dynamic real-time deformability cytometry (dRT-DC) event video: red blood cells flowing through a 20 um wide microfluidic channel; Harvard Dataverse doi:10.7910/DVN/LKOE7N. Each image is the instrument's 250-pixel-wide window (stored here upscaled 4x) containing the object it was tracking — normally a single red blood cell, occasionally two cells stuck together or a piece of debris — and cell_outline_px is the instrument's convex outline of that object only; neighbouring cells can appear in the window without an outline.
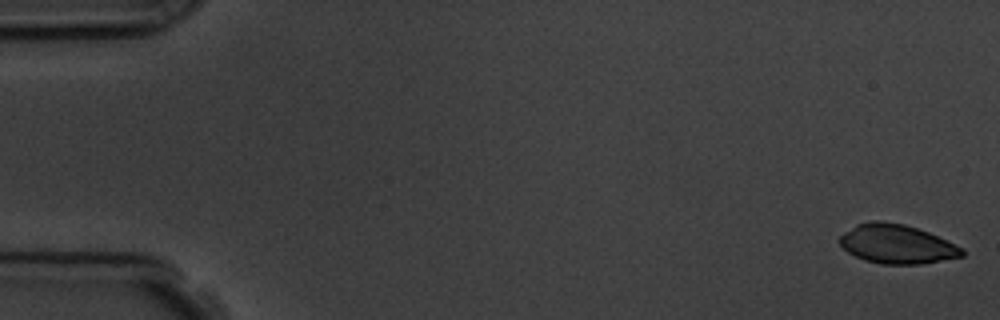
{"species": "common noctule bat (a hibernating species)", "species_latin": "Nyctalus noctula", "temperature_condition": "room temperature", "stored_images_in_passage": 6, "camera_frame_rate_fps": 3000, "um_per_image_px": 0.085, "animal": {"sex": "male", "body_mass_g": 19.5, "forearm_length_mm": 54.6}, "frame": {"image": 1, "passage_image": 1, "time_ms": 0.0, "image_size_px": [1000, 320], "cell_outline_px": [[964, 256], [920, 264], [880, 264], [864, 260], [848, 252], [836, 240], [844, 232], [856, 224], [872, 220], [880, 220], [904, 224], [928, 232], [964, 248]], "centroid_in_image_um": [76.2, 20.74], "position_along_channel_um": 8.8, "area_um2": 27.92}}
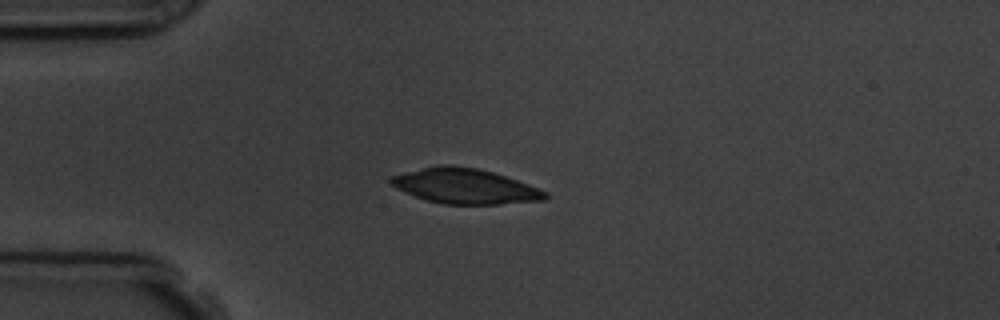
{"frame": {"image": 2, "passage_image": 4, "time_ms": 4.333, "image_size_px": [1000, 320], "cell_outline_px": [[548, 196], [544, 200], [500, 204], [444, 204], [428, 200], [404, 192], [396, 188], [388, 180], [392, 176], [404, 172], [440, 164], [452, 164], [476, 168], [492, 172], [528, 184], [548, 192]], "centroid_in_image_um": [39.51, 15.82], "position_along_channel_um": 45.5, "area_um2": 31.39}}